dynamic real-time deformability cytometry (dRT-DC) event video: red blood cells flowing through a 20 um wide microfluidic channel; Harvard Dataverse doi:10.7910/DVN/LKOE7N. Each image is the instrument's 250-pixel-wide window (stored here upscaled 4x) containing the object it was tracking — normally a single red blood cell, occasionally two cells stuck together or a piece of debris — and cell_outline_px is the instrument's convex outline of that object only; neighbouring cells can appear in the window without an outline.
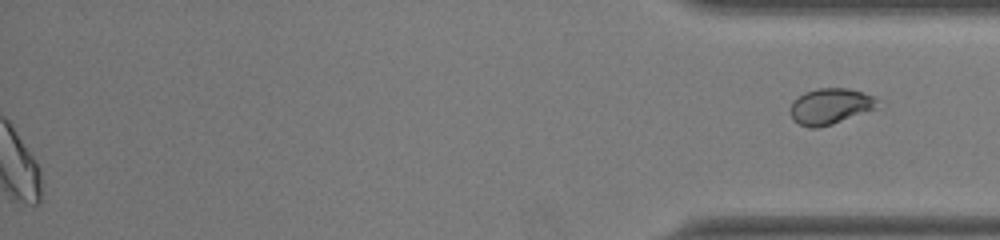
{"species": "common noctule bat (a hibernating species)", "species_latin": "Nyctalus noctula", "temperature_condition": "room temperature", "stored_images_in_passage": 35, "segment_of_instrument_passage": [2, 2], "camera_frame_rate_fps": 3000, "um_per_image_px": 0.085, "animal": {"sex": "female", "body_mass_g": 22.0, "forearm_length_mm": 56.7}, "frame": {"image": 1, "passage_image": 35, "time_ms": 11.333, "image_size_px": [1000, 240], "cell_outline_px": [[880, 100], [872, 108], [832, 124], [820, 128], [812, 128], [800, 124], [792, 116], [792, 100], [804, 92], [820, 88], [848, 88], [872, 96]], "centroid_in_image_um": [70.53, 9.01], "position_along_channel_um": 364.7, "area_um2": 17.57}}